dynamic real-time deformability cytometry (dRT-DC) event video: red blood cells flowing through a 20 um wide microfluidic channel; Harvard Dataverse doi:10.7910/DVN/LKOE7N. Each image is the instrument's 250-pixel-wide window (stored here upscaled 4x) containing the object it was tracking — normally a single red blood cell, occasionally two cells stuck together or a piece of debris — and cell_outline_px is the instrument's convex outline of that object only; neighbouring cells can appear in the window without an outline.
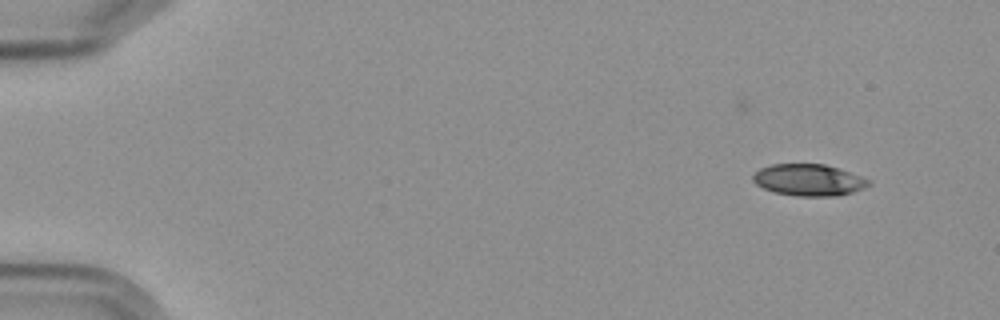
{"species": "Egyptian fruit bat (a non-hibernating species)", "species_latin": "Rousettus aegyptiacus", "temperature_condition": "cold", "stored_images_in_passage": 5, "camera_frame_rate_fps": 3000, "um_per_image_px": 0.085, "frame": {"image": 1, "passage_image": 1, "time_ms": 0.0, "image_size_px": [1000, 320], "cell_outline_px": [[872, 184], [864, 188], [852, 192], [836, 196], [796, 196], [776, 192], [764, 188], [756, 184], [752, 180], [752, 176], [760, 168], [772, 164], [824, 164], [840, 168], [872, 180]], "centroid_in_image_um": [68.78, 15.29], "position_along_channel_um": 16.2, "area_um2": 21.44}}
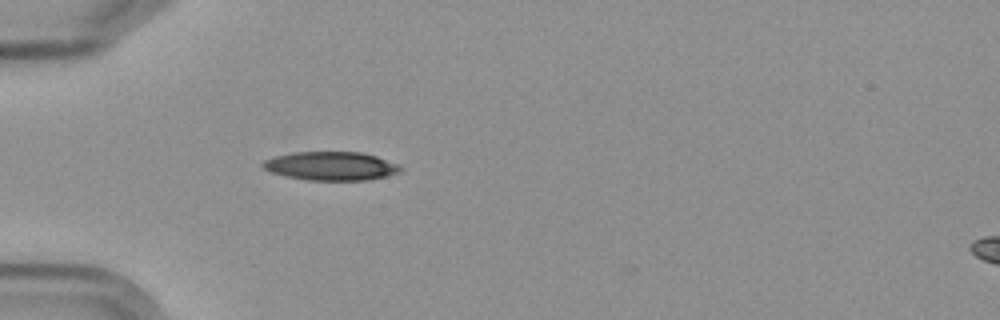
{"frame": {"image": 2, "passage_image": 5, "time_ms": 4.333, "image_size_px": [1000, 320], "cell_outline_px": [[404, 168], [400, 172], [368, 180], [308, 180], [284, 176], [272, 172], [264, 168], [260, 164], [264, 160], [276, 156], [292, 152], [360, 152], [376, 156], [400, 164]], "centroid_in_image_um": [28.15, 14.11], "position_along_channel_um": 56.8, "area_um2": 23.0}}